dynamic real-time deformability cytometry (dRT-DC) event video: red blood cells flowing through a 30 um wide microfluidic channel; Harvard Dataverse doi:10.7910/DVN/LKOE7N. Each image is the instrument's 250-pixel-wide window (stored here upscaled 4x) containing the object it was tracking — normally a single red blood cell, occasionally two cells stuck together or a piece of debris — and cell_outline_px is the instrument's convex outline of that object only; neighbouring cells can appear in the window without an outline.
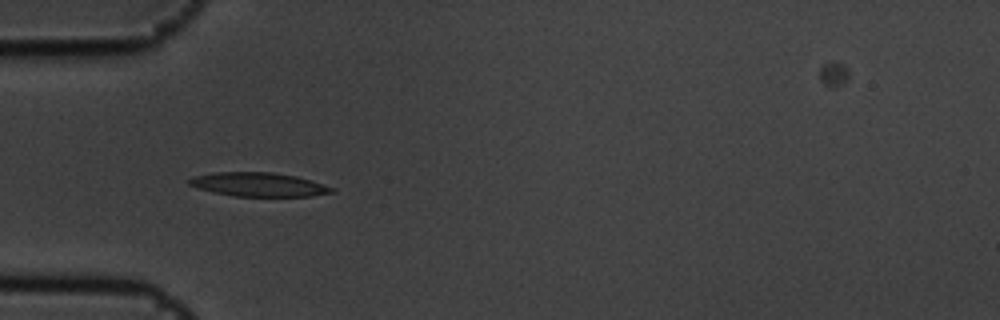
{"species": "common noctule bat (a hibernating species)", "species_latin": "Nyctalus noctula", "temperature_condition": "cold", "stored_images_in_passage": 2, "camera_frame_rate_fps": 3000, "um_per_image_px": 0.085, "animal": {"sex": "male", "body_mass_g": 19.5, "forearm_length_mm": 54.6}, "frame": {"image": 1, "passage_image": 1, "time_ms": 0.0, "image_size_px": [1000, 320], "cell_outline_px": [[336, 192], [312, 196], [232, 196], [200, 188], [188, 184], [188, 180], [192, 176], [212, 172], [272, 172], [296, 176], [312, 180], [336, 188]], "centroid_in_image_um": [22.03, 15.67], "position_along_channel_um": 63.0, "area_um2": 19.94}}
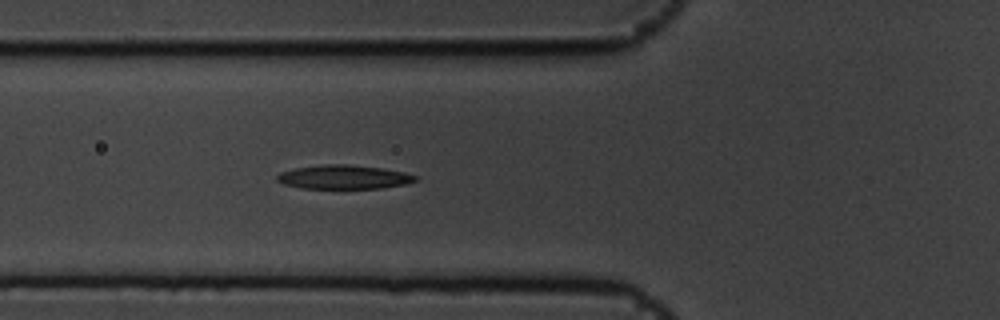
{"frame": {"image": 2, "passage_image": 2, "time_ms": 0.333, "image_size_px": [1000, 320], "cell_outline_px": [[416, 180], [404, 184], [384, 188], [300, 188], [284, 184], [276, 180], [276, 176], [280, 172], [296, 168], [324, 164], [348, 164], [380, 168], [404, 172], [416, 176]], "centroid_in_image_um": [29.18, 15.05], "position_along_channel_um": 96.6, "area_um2": 19.13}}